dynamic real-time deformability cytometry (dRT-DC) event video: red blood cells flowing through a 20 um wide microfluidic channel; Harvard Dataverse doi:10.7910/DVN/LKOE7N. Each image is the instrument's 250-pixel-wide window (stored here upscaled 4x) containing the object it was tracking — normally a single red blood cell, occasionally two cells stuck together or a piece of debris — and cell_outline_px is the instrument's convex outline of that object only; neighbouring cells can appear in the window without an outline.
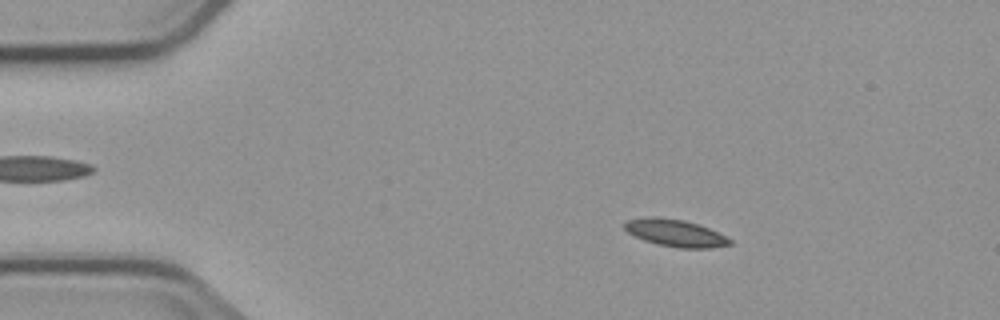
{"species": "common noctule bat (a hibernating species)", "species_latin": "Nyctalus noctula", "temperature_condition": "cold", "stored_images_in_passage": 3, "camera_frame_rate_fps": 3000, "um_per_image_px": 0.085, "animal": {"sex": "male", "body_mass_g": 23.1, "forearm_length_mm": 52.7}, "frame": {"image": 1, "passage_image": 2, "time_ms": 1.0, "image_size_px": [1000, 320], "cell_outline_px": [[732, 244], [708, 248], [680, 248], [660, 244], [644, 240], [628, 232], [624, 228], [624, 224], [628, 220], [652, 216], [656, 216], [684, 220], [700, 224], [732, 240]], "centroid_in_image_um": [57.41, 19.79], "position_along_channel_um": 27.6, "area_um2": 16.42}}